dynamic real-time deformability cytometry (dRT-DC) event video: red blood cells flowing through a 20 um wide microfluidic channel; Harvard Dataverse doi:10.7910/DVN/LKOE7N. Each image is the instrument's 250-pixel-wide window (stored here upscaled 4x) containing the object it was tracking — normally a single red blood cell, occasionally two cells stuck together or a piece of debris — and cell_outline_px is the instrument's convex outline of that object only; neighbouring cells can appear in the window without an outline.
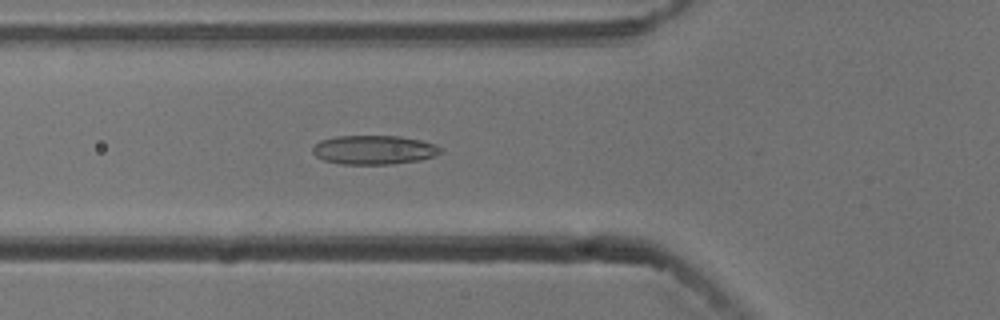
{"species": "common noctule bat (a hibernating species)", "species_latin": "Nyctalus noctula", "temperature_condition": "cold", "stored_images_in_passage": 13, "camera_frame_rate_fps": 3000, "um_per_image_px": 0.085, "animal": {"sex": "male", "body_mass_g": 13.3}, "frame": {"image": 1, "passage_image": 4, "time_ms": 1.0, "image_size_px": [1000, 320], "cell_outline_px": [[440, 152], [432, 156], [420, 160], [392, 164], [340, 164], [324, 160], [316, 156], [312, 152], [312, 148], [320, 140], [336, 136], [400, 136], [420, 140], [436, 144], [440, 148]], "centroid_in_image_um": [31.75, 12.73], "position_along_channel_um": 94.0, "area_um2": 21.56}}
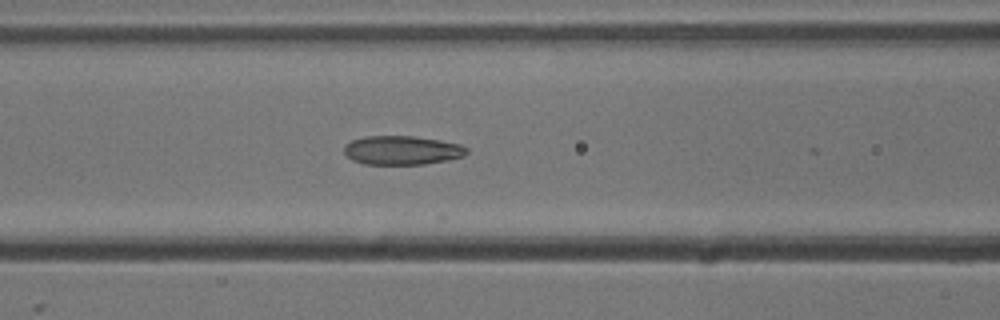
{"frame": {"image": 2, "passage_image": 7, "time_ms": 2.0, "image_size_px": [1000, 320], "cell_outline_px": [[468, 152], [464, 156], [448, 160], [424, 164], [364, 164], [352, 160], [344, 152], [344, 144], [352, 140], [364, 136], [412, 136], [440, 140], [460, 144], [468, 148]], "centroid_in_image_um": [34.17, 12.77], "position_along_channel_um": 132.4, "area_um2": 20.75}}
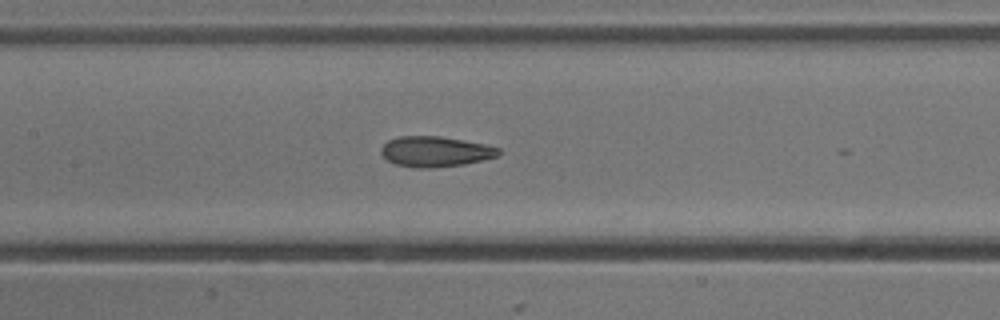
{"frame": {"image": 3, "passage_image": 10, "time_ms": 3.0, "image_size_px": [1000, 320], "cell_outline_px": [[500, 152], [496, 156], [464, 164], [432, 168], [416, 168], [396, 164], [388, 160], [380, 152], [380, 148], [388, 140], [400, 136], [440, 136], [464, 140], [484, 144], [500, 148]], "centroid_in_image_um": [36.97, 12.88], "position_along_channel_um": 170.4, "area_um2": 20.69}}